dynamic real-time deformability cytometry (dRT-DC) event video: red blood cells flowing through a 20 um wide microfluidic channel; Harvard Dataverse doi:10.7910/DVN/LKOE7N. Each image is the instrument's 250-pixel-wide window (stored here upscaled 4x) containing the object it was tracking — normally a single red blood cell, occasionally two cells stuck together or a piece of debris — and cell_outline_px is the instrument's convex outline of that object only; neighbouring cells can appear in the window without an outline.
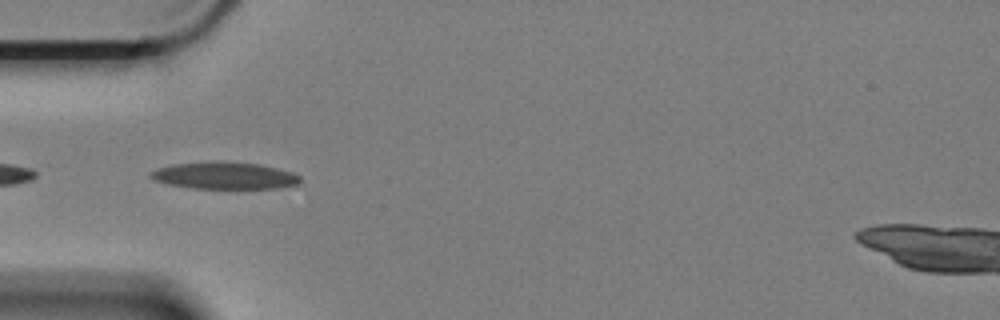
{"species": "Egyptian fruit bat (a non-hibernating species)", "species_latin": "Rousettus aegyptiacus", "temperature_condition": "cold", "stored_images_in_passage": 12, "camera_frame_rate_fps": 3000, "um_per_image_px": 0.085, "animal": {"sex": "female"}, "frame": {"image": 1, "passage_image": 1, "time_ms": 0.0, "image_size_px": [1000, 320], "cell_outline_px": [[300, 184], [280, 188], [192, 188], [168, 184], [152, 180], [148, 176], [156, 168], [176, 164], [212, 160], [260, 164], [292, 172], [300, 176]], "centroid_in_image_um": [19.08, 14.92], "position_along_channel_um": 65.9, "area_um2": 23.7}}
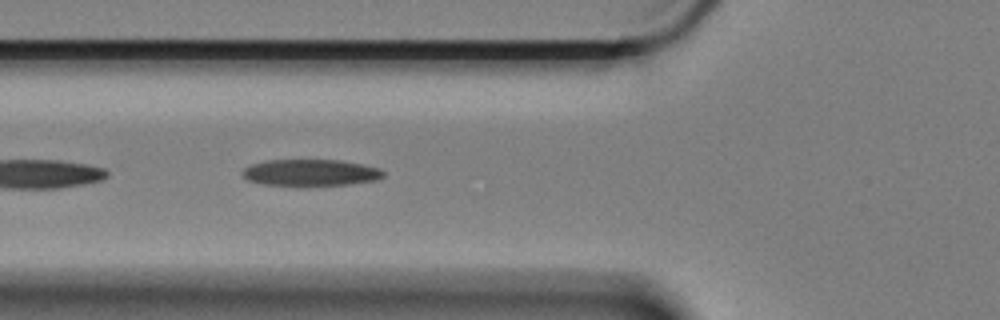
{"frame": {"image": 2, "passage_image": 4, "time_ms": 1.0, "image_size_px": [1000, 320], "cell_outline_px": [[384, 176], [376, 180], [348, 184], [308, 188], [296, 188], [264, 184], [248, 180], [240, 172], [244, 168], [252, 164], [264, 160], [340, 160], [380, 168], [384, 172]], "centroid_in_image_um": [26.36, 14.71], "position_along_channel_um": 99.4, "area_um2": 22.66}}